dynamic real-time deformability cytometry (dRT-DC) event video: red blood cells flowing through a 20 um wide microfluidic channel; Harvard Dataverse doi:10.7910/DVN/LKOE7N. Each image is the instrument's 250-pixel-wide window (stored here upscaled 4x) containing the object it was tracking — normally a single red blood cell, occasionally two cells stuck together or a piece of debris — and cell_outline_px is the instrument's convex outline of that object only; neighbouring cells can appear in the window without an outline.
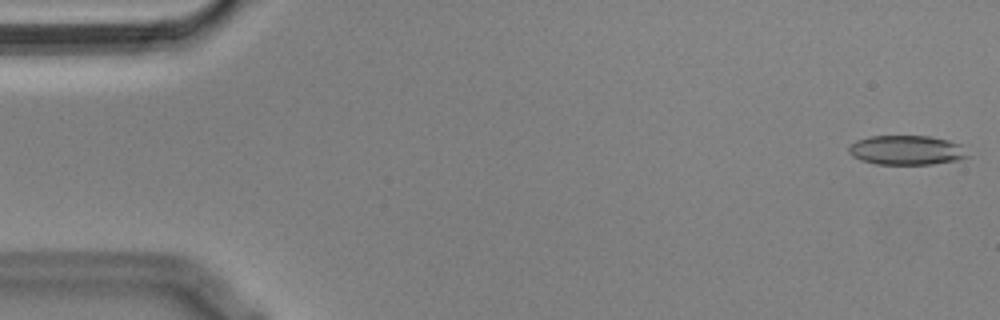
{"species": "Egyptian fruit bat (a non-hibernating species)", "species_latin": "Rousettus aegyptiacus", "temperature_condition": "cold", "stored_images_in_passage": 54, "camera_frame_rate_fps": 3000, "um_per_image_px": 0.085, "animal": {"sex": "male"}, "frame": {"image": 1, "passage_image": 1, "time_ms": 0.0, "image_size_px": [1000, 320], "cell_outline_px": [[972, 156], [960, 160], [932, 164], [876, 164], [860, 160], [852, 156], [848, 152], [848, 148], [856, 140], [868, 136], [928, 136], [948, 140], [960, 144]], "centroid_in_image_um": [77.08, 12.77], "position_along_channel_um": 7.9, "area_um2": 20.63}}
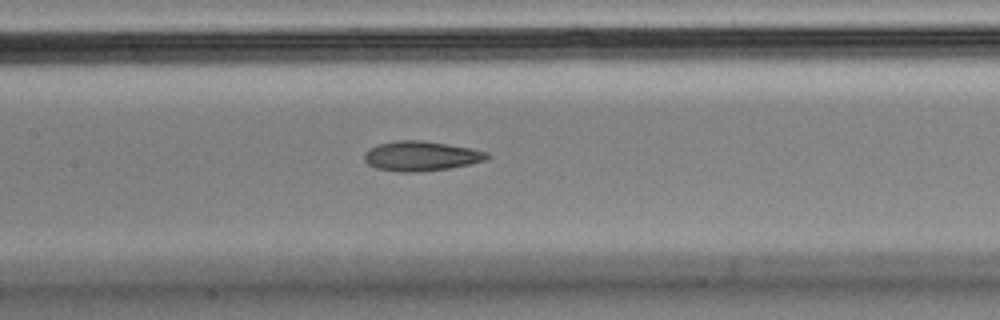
{"frame": {"image": 2, "passage_image": 25, "time_ms": 8.0, "image_size_px": [1000, 320], "cell_outline_px": [[492, 156], [484, 160], [468, 164], [448, 168], [416, 172], [396, 172], [376, 168], [368, 164], [364, 160], [364, 152], [368, 148], [376, 144], [396, 140], [420, 140], [448, 144], [472, 148], [488, 152]], "centroid_in_image_um": [35.75, 13.25], "position_along_channel_um": 171.7, "area_um2": 21.44}}
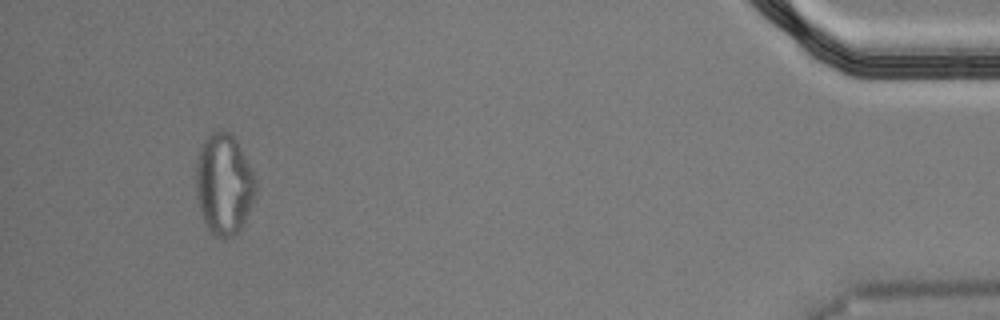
{"frame": {"image": 3, "passage_image": 51, "time_ms": 16.667, "image_size_px": [1000, 320], "cell_outline_px": [[256, 196], [240, 232], [228, 240], [224, 240], [216, 236], [208, 228], [200, 212], [196, 196], [196, 164], [200, 148], [204, 140], [212, 132], [220, 128], [224, 128], [232, 132], [256, 180]], "centroid_in_image_um": [19.04, 15.68], "position_along_channel_um": 416.2, "area_um2": 35.6}, "authors_computed_cell_mechanics": {"area_um2": 21.5305, "velocity_mm_per_s": 3.6316, "shape_relaxation_time_tau1_ms": null, "shape_relaxation_time_tau2_ms": 3.7681, "deformation_change_tau1": null, "deformation_change_tau2": 0.1107}}